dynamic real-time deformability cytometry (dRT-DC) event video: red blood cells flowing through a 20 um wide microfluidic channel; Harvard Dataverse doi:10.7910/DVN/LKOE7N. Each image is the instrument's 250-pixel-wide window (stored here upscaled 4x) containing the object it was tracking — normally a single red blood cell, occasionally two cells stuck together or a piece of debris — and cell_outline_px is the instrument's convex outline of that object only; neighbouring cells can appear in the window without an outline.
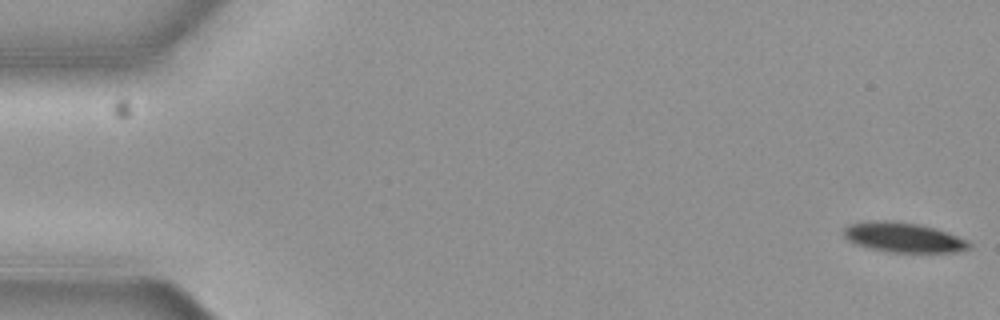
{"species": "common noctule bat (a hibernating species)", "species_latin": "Nyctalus noctula", "temperature_condition": "cold", "stored_images_in_passage": 4, "camera_frame_rate_fps": 3000, "um_per_image_px": 0.085, "animal": {"sex": "female", "body_mass_g": 19.3, "forearm_length_mm": 54.1}, "frame": {"image": 1, "passage_image": 1, "time_ms": 0.0, "image_size_px": [1000, 320], "cell_outline_px": [[972, 248], [956, 252], [888, 252], [856, 244], [848, 240], [844, 236], [844, 228], [848, 224], [868, 220], [896, 220], [920, 224], [936, 228], [948, 232], [968, 240], [972, 244]], "centroid_in_image_um": [76.82, 20.16], "position_along_channel_um": 8.2, "area_um2": 22.14}}